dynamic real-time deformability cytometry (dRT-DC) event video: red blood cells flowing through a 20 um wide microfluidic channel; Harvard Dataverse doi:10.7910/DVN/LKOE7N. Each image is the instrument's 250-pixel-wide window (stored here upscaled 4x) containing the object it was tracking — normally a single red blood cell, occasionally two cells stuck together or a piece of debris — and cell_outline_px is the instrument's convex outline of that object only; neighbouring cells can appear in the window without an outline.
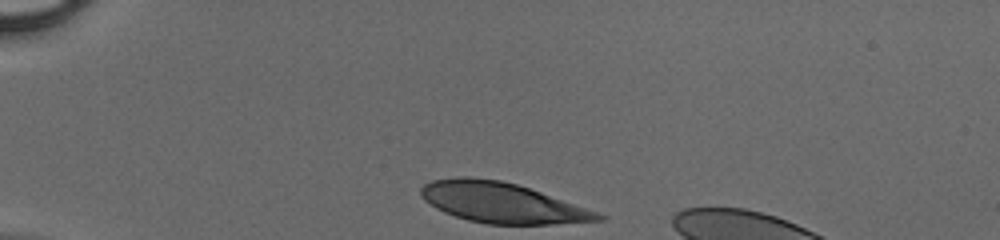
{"species": "human", "species_latin": "Homo sapiens", "temperature_condition": "cold", "stored_images_in_passage": 30, "camera_frame_rate_fps": 3000, "um_per_image_px": 0.085, "donor": {"sex": "male"}, "frame": {"image": 1, "passage_image": 1, "time_ms": 0.0, "image_size_px": [1000, 240], "cell_outline_px": [[608, 216], [604, 220], [552, 224], [488, 224], [468, 220], [444, 212], [436, 208], [424, 200], [420, 196], [420, 188], [424, 184], [432, 180], [464, 176], [468, 176], [500, 180], [516, 184], [540, 192]], "centroid_in_image_um": [42.62, 17.23], "position_along_channel_um": 42.4, "area_um2": 41.21}}
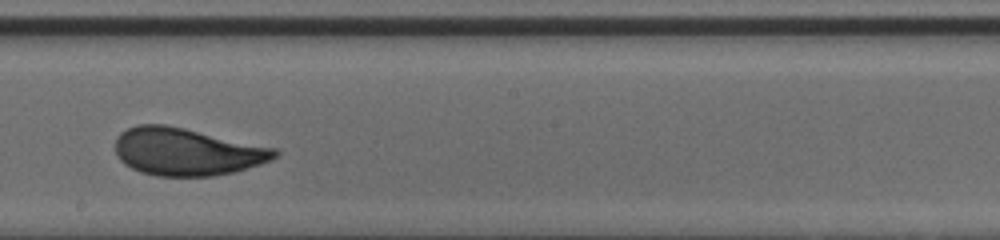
{"frame": {"image": 2, "passage_image": 18, "time_ms": 5.667, "image_size_px": [1000, 240], "cell_outline_px": [[280, 152], [272, 160], [236, 172], [212, 176], [156, 176], [140, 172], [124, 164], [116, 156], [116, 136], [120, 132], [136, 124], [164, 124], [184, 128], [276, 148]], "centroid_in_image_um": [15.86, 12.9], "position_along_channel_um": 232.3, "area_um2": 44.33}}
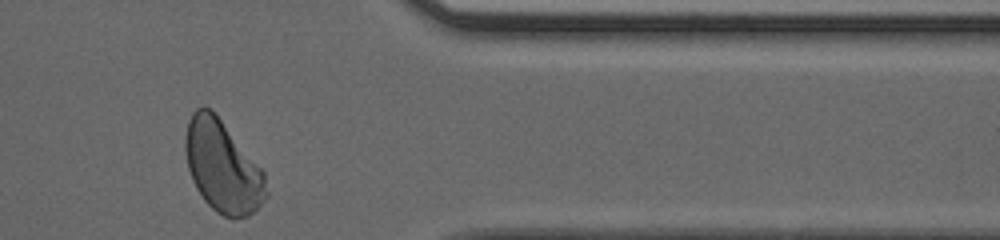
{"frame": {"image": 3, "passage_image": 30, "time_ms": 9.667, "image_size_px": [1000, 240], "cell_outline_px": [[268, 196], [248, 216], [236, 220], [232, 220], [216, 212], [204, 200], [196, 188], [192, 180], [188, 168], [184, 148], [184, 136], [188, 120], [192, 112], [196, 108], [212, 108], [264, 172], [268, 192]], "centroid_in_image_um": [18.9, 14.17], "position_along_channel_um": 392.5, "area_um2": 43.41}}